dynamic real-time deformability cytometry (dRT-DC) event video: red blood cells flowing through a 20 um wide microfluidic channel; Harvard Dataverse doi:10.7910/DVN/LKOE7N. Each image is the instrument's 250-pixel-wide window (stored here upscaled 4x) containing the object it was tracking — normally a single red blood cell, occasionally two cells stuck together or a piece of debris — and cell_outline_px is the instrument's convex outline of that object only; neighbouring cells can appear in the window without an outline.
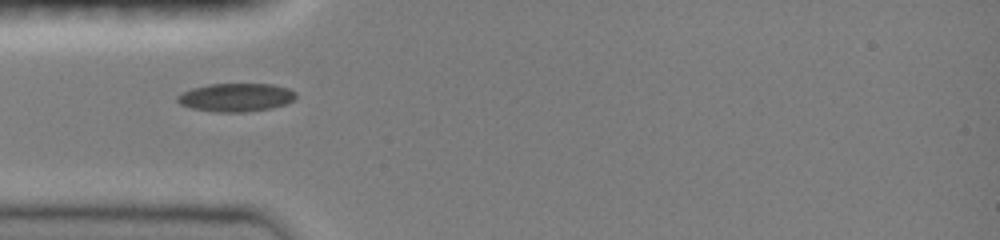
{"species": "common noctule bat (a hibernating species)", "species_latin": "Nyctalus noctula", "temperature_condition": "room temperature", "stored_images_in_passage": 5, "camera_frame_rate_fps": 3000, "um_per_image_px": 0.085, "animal": {"sex": "female", "body_mass_g": 19.0, "forearm_length_mm": 51.5}, "frame": {"image": 1, "passage_image": 1, "time_ms": 0.0, "image_size_px": [1000, 240], "cell_outline_px": [[296, 96], [292, 100], [284, 104], [272, 108], [244, 112], [216, 112], [192, 108], [180, 104], [176, 100], [176, 96], [192, 88], [208, 84], [272, 84], [288, 88], [296, 92]], "centroid_in_image_um": [20.05, 8.27], "position_along_channel_um": 65.0, "area_um2": 19.48}}
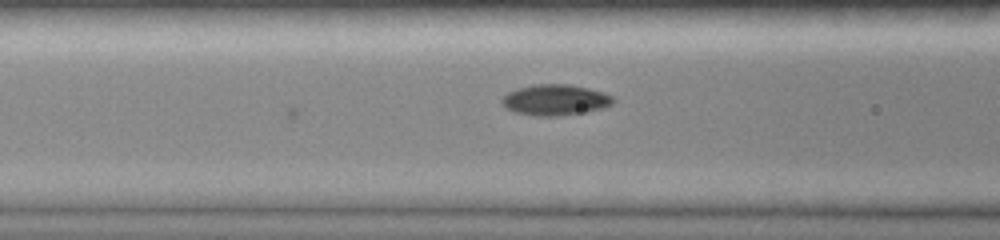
{"frame": {"image": 2, "passage_image": 5, "time_ms": 1.333, "image_size_px": [1000, 240], "cell_outline_px": [[612, 104], [600, 108], [584, 112], [556, 116], [532, 116], [512, 112], [500, 100], [508, 92], [516, 88], [536, 84], [568, 84], [588, 88], [604, 92], [612, 96]], "centroid_in_image_um": [47.15, 8.49], "position_along_channel_um": 119.5, "area_um2": 19.88}}